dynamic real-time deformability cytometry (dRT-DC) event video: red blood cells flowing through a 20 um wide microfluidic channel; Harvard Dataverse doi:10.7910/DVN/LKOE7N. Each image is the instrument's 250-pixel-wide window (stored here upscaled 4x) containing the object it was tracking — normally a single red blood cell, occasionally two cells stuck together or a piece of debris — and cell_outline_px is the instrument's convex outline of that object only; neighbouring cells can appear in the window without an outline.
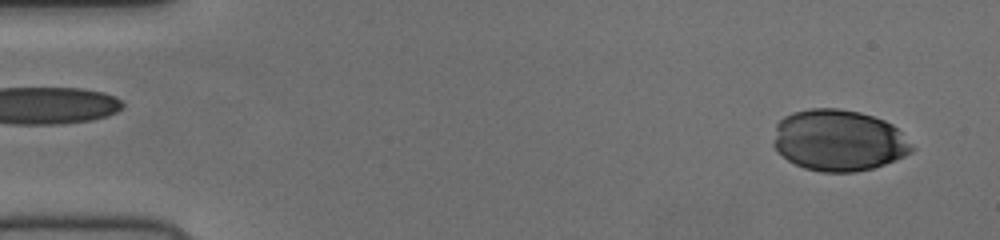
{"species": "human", "species_latin": "Homo sapiens", "temperature_condition": "cold", "stored_images_in_passage": 52, "camera_frame_rate_fps": 3000, "um_per_image_px": 0.085, "donor": {"sex": "female"}, "frame": {"image": 1, "passage_image": 3, "time_ms": 0.667, "image_size_px": [1000, 240], "cell_outline_px": [[916, 148], [912, 152], [896, 160], [872, 168], [856, 172], [820, 172], [804, 168], [788, 160], [772, 144], [772, 140], [776, 124], [784, 116], [792, 112], [808, 108], [840, 108], [860, 112], [884, 120], [892, 124]], "centroid_in_image_um": [71.27, 11.92], "position_along_channel_um": 13.7, "area_um2": 49.71}}
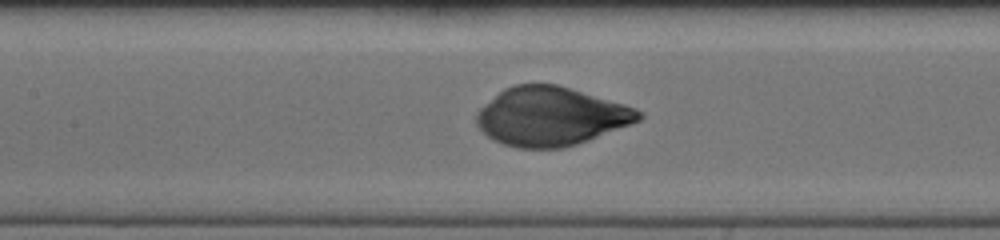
{"frame": {"image": 2, "passage_image": 24, "time_ms": 7.667, "image_size_px": [1000, 240], "cell_outline_px": [[644, 116], [640, 120], [588, 140], [564, 148], [516, 148], [492, 140], [476, 124], [476, 112], [484, 104], [504, 88], [512, 84], [556, 84], [624, 104], [636, 108]], "centroid_in_image_um": [46.78, 9.89], "position_along_channel_um": 160.6, "area_um2": 55.14}}
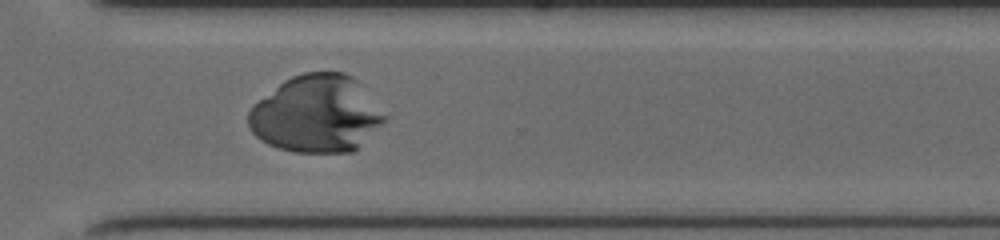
{"frame": {"image": 3, "passage_image": 38, "time_ms": 12.333, "image_size_px": [1000, 240], "cell_outline_px": [[388, 116], [352, 152], [292, 152], [276, 148], [268, 144], [256, 136], [248, 128], [248, 112], [252, 104], [284, 80], [292, 76], [304, 72], [344, 72], [352, 76], [356, 80]], "centroid_in_image_um": [26.84, 9.68], "position_along_channel_um": 343.8, "area_um2": 60.98}}